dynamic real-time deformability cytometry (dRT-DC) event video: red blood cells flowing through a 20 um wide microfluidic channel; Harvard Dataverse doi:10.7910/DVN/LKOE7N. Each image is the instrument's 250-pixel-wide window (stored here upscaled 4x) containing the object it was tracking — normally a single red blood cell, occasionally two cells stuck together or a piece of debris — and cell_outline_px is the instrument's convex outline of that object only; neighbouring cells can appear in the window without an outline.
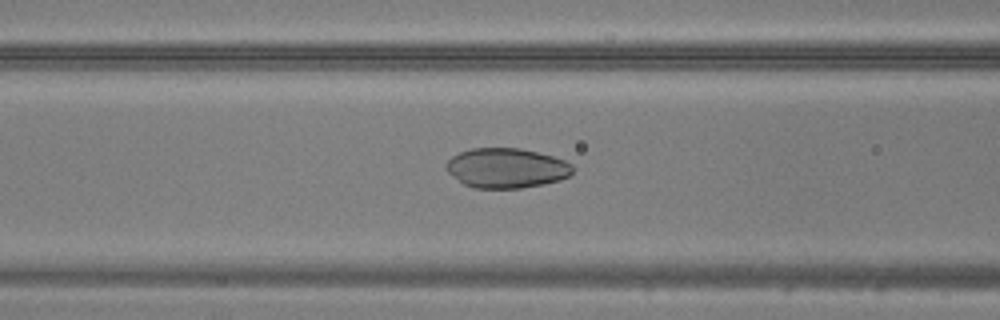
{"species": "common noctule bat (a hibernating species)", "species_latin": "Nyctalus noctula", "temperature_condition": "warm", "stored_images_in_passage": 48, "camera_frame_rate_fps": 3000, "um_per_image_px": 0.085, "animal": {"sex": "male", "body_mass_g": 20.5, "forearm_length_mm": 52.5}, "frame": {"image": 1, "passage_image": 20, "time_ms": 6.333, "image_size_px": [1000, 320], "cell_outline_px": [[576, 168], [568, 176], [560, 180], [544, 184], [520, 188], [476, 188], [464, 184], [448, 172], [444, 168], [444, 164], [452, 156], [460, 152], [472, 148], [520, 148], [552, 156], [564, 160], [572, 164]], "centroid_in_image_um": [43.05, 14.28], "position_along_channel_um": 123.6, "area_um2": 29.42}}
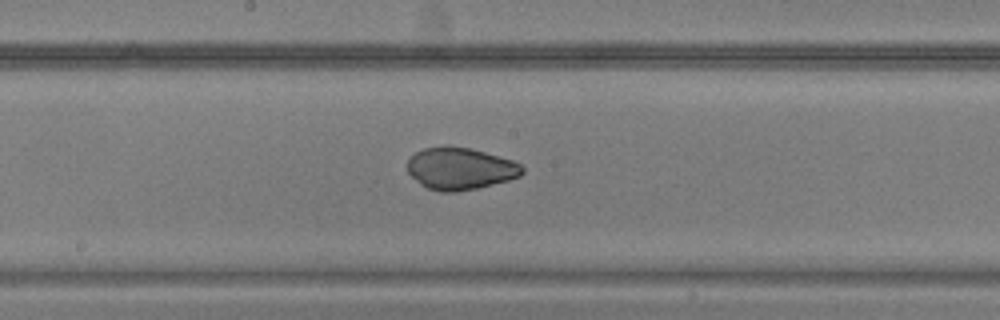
{"frame": {"image": 2, "passage_image": 26, "time_ms": 8.333, "image_size_px": [1000, 320], "cell_outline_px": [[524, 172], [520, 176], [508, 180], [476, 188], [456, 192], [440, 192], [428, 188], [420, 184], [408, 172], [408, 160], [416, 152], [424, 148], [444, 144], [448, 144], [468, 148], [484, 152], [512, 160], [520, 164], [524, 168]], "centroid_in_image_um": [39.1, 14.31], "position_along_channel_um": 209.1, "area_um2": 28.21}}
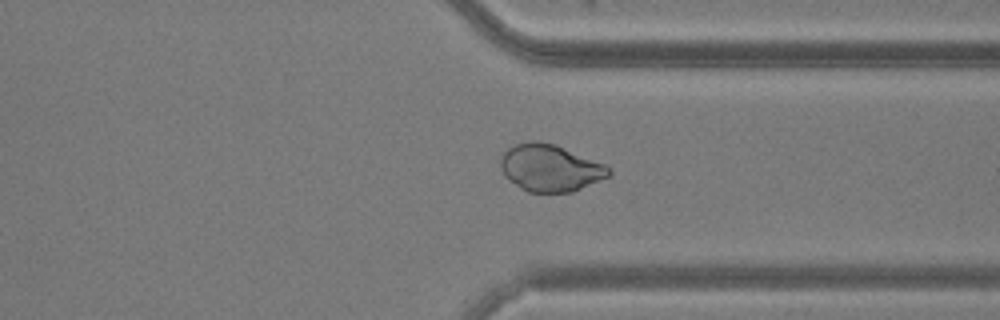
{"frame": {"image": 3, "passage_image": 37, "time_ms": 12.0, "image_size_px": [1000, 320], "cell_outline_px": [[612, 172], [608, 176], [572, 192], [528, 192], [520, 188], [508, 180], [504, 176], [500, 168], [500, 160], [504, 152], [508, 148], [516, 144], [532, 140], [536, 140], [556, 144], [604, 164]], "centroid_in_image_um": [46.71, 14.27], "position_along_channel_um": 364.7, "area_um2": 29.59}}